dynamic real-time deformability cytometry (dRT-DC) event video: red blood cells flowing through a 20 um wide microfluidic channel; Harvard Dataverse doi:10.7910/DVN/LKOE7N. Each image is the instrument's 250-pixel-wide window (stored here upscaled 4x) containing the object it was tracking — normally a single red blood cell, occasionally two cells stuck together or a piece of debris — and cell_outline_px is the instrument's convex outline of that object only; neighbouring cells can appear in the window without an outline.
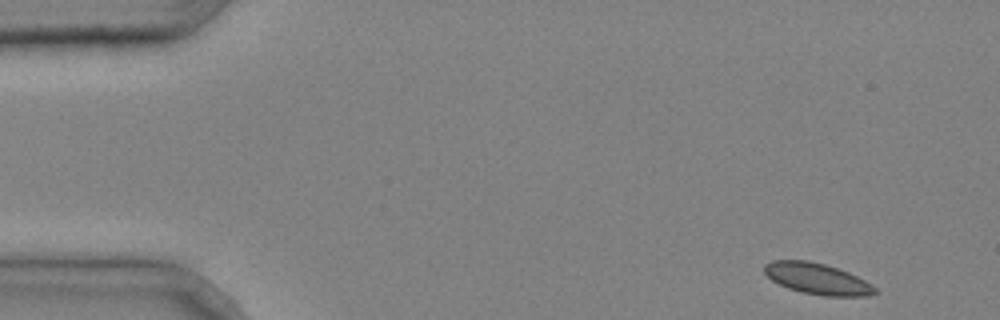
{"species": "common noctule bat (a hibernating species)", "species_latin": "Nyctalus noctula", "temperature_condition": "cold", "stored_images_in_passage": 2, "camera_frame_rate_fps": 3000, "um_per_image_px": 0.085, "animal": {"sex": "male", "body_mass_g": 20.4}, "frame": {"image": 1, "passage_image": 2, "time_ms": 0.333, "image_size_px": [1000, 320], "cell_outline_px": [[880, 292], [868, 296], [824, 296], [804, 292], [788, 288], [772, 280], [764, 272], [764, 264], [772, 260], [808, 260], [824, 264], [848, 272], [872, 284]], "centroid_in_image_um": [69.48, 23.69], "position_along_channel_um": 15.5, "area_um2": 20.0}}